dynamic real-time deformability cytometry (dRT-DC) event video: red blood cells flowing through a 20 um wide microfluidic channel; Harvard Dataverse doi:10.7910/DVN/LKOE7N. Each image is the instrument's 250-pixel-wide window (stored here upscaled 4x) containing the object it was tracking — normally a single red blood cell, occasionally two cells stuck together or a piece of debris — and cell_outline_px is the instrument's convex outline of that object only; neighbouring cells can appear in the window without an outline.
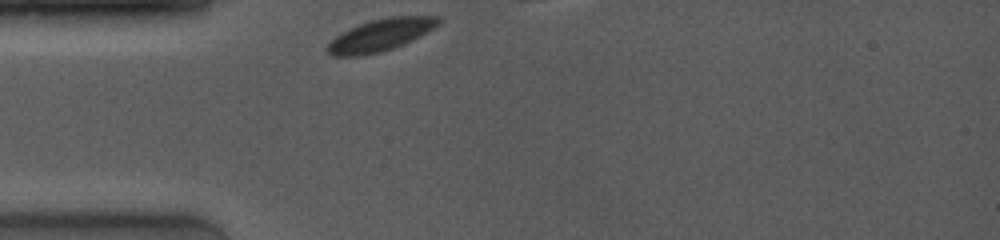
{"species": "common noctule bat (a hibernating species)", "species_latin": "Nyctalus noctula", "temperature_condition": "room temperature", "stored_images_in_passage": 2, "camera_frame_rate_fps": 4000, "um_per_image_px": 0.085, "animal": {"sex": "female", "body_mass_g": 19.0, "forearm_length_mm": 53.3}, "frame": {"image": 1, "passage_image": 1, "time_ms": 0.0, "image_size_px": [1000, 240], "cell_outline_px": [[440, 24], [392, 48], [380, 52], [360, 56], [332, 56], [324, 48], [336, 36], [348, 28], [372, 20], [388, 16], [440, 16]], "centroid_in_image_um": [32.27, 2.97], "position_along_channel_um": 52.7, "area_um2": 20.29}}